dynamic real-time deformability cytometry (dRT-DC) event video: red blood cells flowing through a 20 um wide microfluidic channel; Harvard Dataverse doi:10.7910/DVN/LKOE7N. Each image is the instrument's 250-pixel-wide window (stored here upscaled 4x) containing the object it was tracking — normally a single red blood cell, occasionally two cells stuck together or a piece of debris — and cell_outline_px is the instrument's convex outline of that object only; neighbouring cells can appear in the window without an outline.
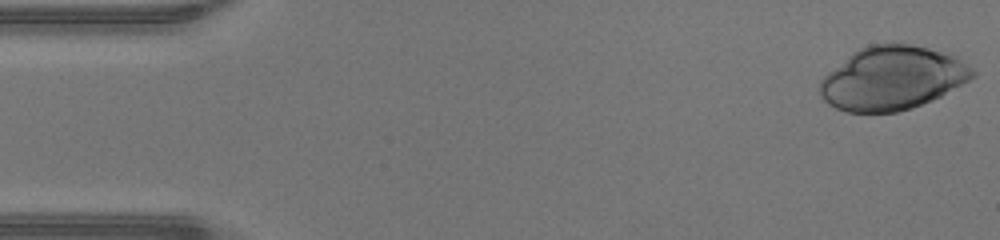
{"species": "human", "species_latin": "Homo sapiens", "temperature_condition": "warm", "stored_images_in_passage": 46, "camera_frame_rate_fps": 3000, "um_per_image_px": 0.085, "donor": {"sex": "male"}, "frame": {"image": 1, "passage_image": 1, "time_ms": 0.0, "image_size_px": [1000, 240], "cell_outline_px": [[976, 76], [940, 96], [932, 100], [912, 108], [896, 112], [848, 112], [836, 108], [828, 104], [824, 100], [820, 92], [820, 80], [828, 72], [852, 52], [868, 44], [908, 44], [952, 52], [972, 68], [976, 72]], "centroid_in_image_um": [75.87, 6.63], "position_along_channel_um": 9.1, "area_um2": 56.64}}
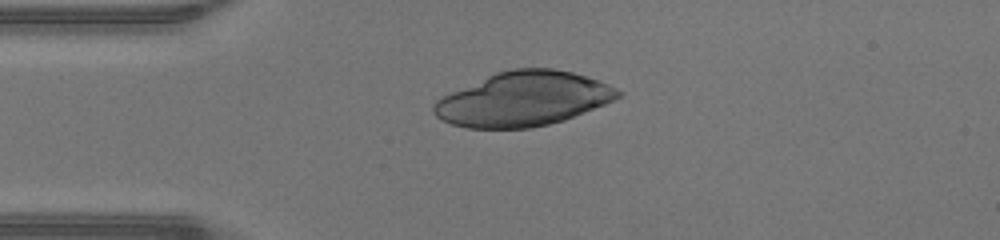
{"frame": {"image": 2, "passage_image": 11, "time_ms": 3.333, "image_size_px": [1000, 240], "cell_outline_px": [[624, 92], [616, 100], [564, 120], [532, 128], [468, 128], [452, 124], [436, 116], [432, 112], [432, 104], [436, 100], [452, 92], [496, 72], [512, 68], [552, 68], [572, 72], [608, 84]], "centroid_in_image_um": [44.49, 8.42], "position_along_channel_um": 40.5, "area_um2": 58.03}}